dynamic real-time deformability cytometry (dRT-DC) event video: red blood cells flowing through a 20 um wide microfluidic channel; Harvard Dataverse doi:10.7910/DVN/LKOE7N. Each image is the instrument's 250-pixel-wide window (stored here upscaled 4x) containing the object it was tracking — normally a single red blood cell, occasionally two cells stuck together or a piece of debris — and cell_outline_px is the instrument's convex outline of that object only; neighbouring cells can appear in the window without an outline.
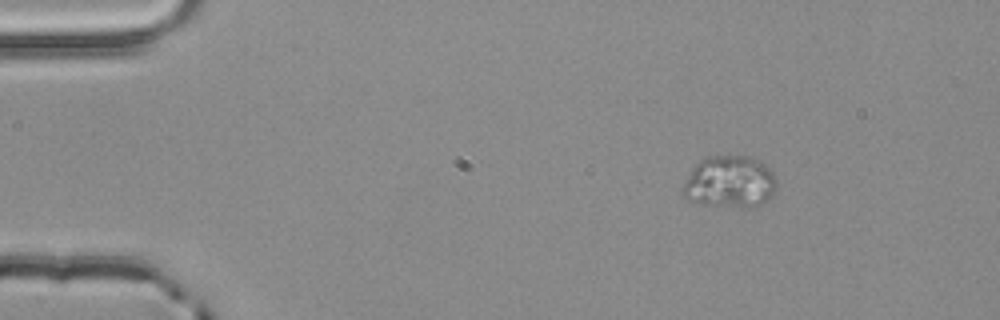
{"species": "common noctule bat (a hibernating species)", "species_latin": "Nyctalus noctula", "temperature_condition": "room temperature", "stored_images_in_passage": 4, "camera_frame_rate_fps": 3000, "um_per_image_px": 0.085, "animal": {"sex": "male", "body_mass_g": 20.4}, "frame": {"image": 1, "passage_image": 1, "time_ms": 0.0, "image_size_px": [1000, 320], "cell_outline_px": [[776, 184], [768, 200], [760, 204], [700, 204], [684, 196], [680, 188], [692, 168], [700, 160], [708, 156], [748, 156], [764, 164], [772, 172], [776, 180]], "centroid_in_image_um": [61.97, 15.41], "position_along_channel_um": 23.0, "area_um2": 27.46}}
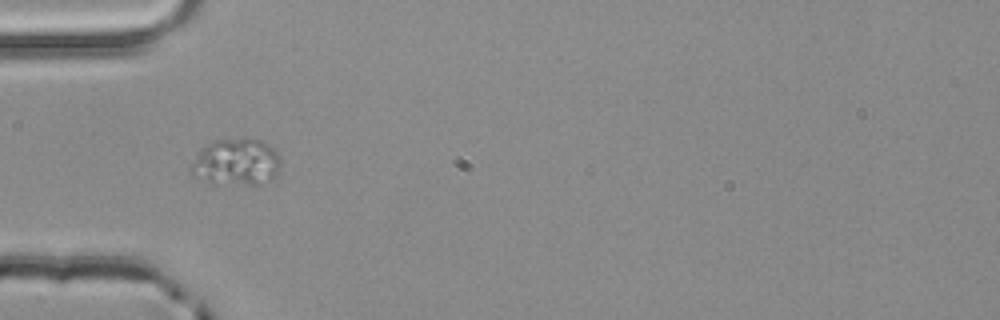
{"frame": {"image": 2, "passage_image": 3, "time_ms": 0.667, "image_size_px": [1000, 320], "cell_outline_px": [[280, 164], [272, 180], [260, 184], [212, 184], [192, 176], [188, 172], [192, 164], [200, 152], [208, 144], [216, 140], [260, 140], [268, 144], [280, 156]], "centroid_in_image_um": [20.07, 13.83], "position_along_channel_um": 64.9, "area_um2": 24.1}}
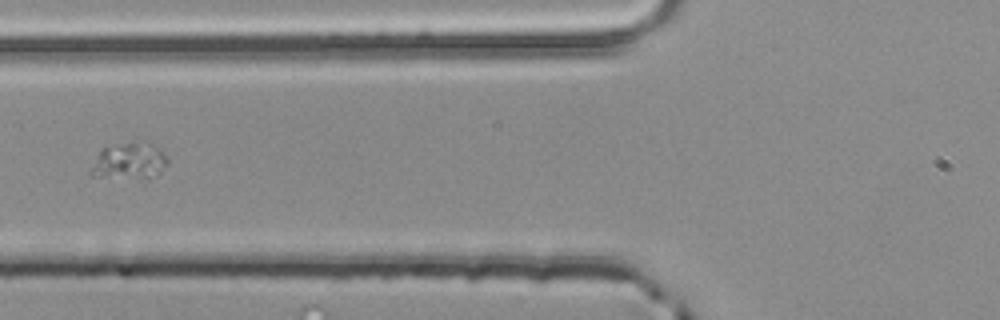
{"frame": {"image": 3, "passage_image": 4, "time_ms": 1.0, "image_size_px": [1000, 320], "cell_outline_px": [[168, 164], [156, 176], [92, 176], [88, 172], [100, 152], [104, 148], [116, 144], [132, 140], [152, 144], [168, 160]], "centroid_in_image_um": [10.97, 13.64], "position_along_channel_um": 114.8, "area_um2": 15.61}}